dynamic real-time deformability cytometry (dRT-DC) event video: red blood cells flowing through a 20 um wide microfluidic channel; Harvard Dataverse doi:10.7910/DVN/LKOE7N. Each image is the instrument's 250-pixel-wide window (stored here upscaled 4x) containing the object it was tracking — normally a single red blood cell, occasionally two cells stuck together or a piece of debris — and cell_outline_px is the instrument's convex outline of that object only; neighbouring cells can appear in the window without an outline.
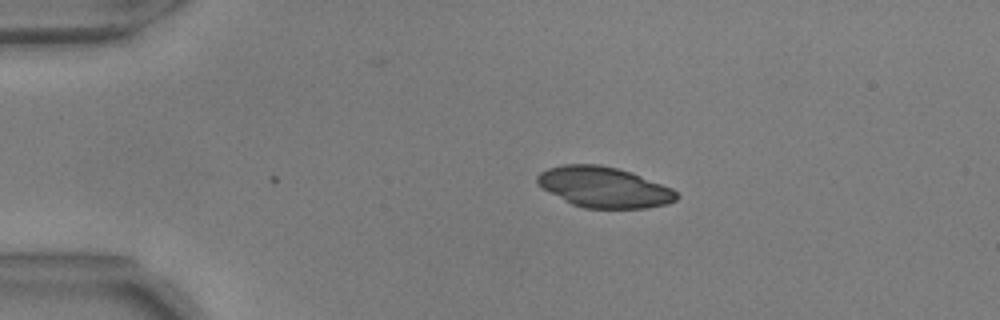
{"species": "common noctule bat (a hibernating species)", "species_latin": "Nyctalus noctula", "temperature_condition": "warm", "stored_images_in_passage": 5, "camera_frame_rate_fps": 3000, "um_per_image_px": 0.085, "animal": {"sex": "male", "body_mass_g": 17.9, "forearm_length_mm": 54.2}, "frame": {"image": 1, "passage_image": 1, "time_ms": 0.0, "image_size_px": [1000, 320], "cell_outline_px": [[680, 196], [676, 200], [668, 204], [644, 208], [584, 208], [572, 204], [564, 200], [536, 184], [536, 176], [540, 172], [548, 168], [564, 164], [600, 164], [632, 172], [672, 188]], "centroid_in_image_um": [51.34, 15.9], "position_along_channel_um": 33.7, "area_um2": 33.0}}